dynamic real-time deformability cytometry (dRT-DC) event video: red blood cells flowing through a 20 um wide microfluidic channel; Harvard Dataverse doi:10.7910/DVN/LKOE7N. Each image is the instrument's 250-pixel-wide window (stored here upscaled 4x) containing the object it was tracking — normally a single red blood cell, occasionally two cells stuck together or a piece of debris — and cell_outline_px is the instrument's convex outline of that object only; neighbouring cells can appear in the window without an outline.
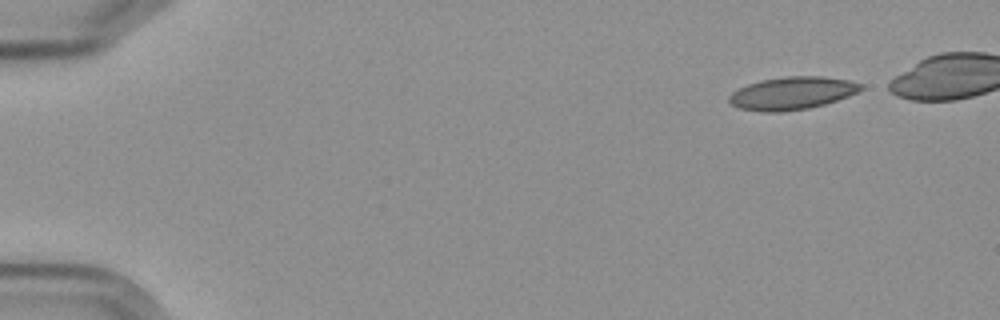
{"species": "Egyptian fruit bat (a non-hibernating species)", "species_latin": "Rousettus aegyptiacus", "temperature_condition": "cold", "stored_images_in_passage": 8, "camera_frame_rate_fps": 3000, "um_per_image_px": 0.085, "frame": {"image": 1, "passage_image": 1, "time_ms": 0.0, "image_size_px": [1000, 320], "cell_outline_px": [[864, 88], [848, 96], [824, 104], [808, 108], [780, 112], [764, 112], [740, 108], [732, 104], [728, 100], [728, 96], [732, 92], [748, 84], [760, 80], [784, 76], [824, 76], [852, 80], [864, 84]], "centroid_in_image_um": [67.35, 7.9], "position_along_channel_um": 17.6, "area_um2": 25.2}}
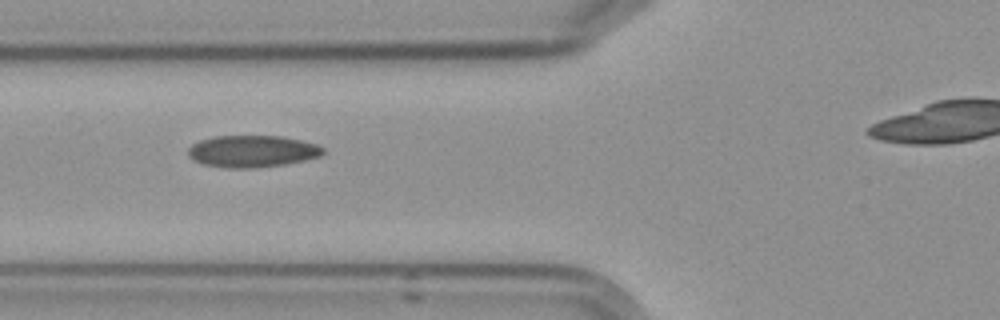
{"frame": {"image": 2, "passage_image": 6, "time_ms": 5.667, "image_size_px": [1000, 320], "cell_outline_px": [[324, 152], [320, 156], [304, 160], [284, 164], [248, 168], [228, 168], [204, 164], [188, 156], [188, 148], [192, 144], [200, 140], [212, 136], [284, 136], [316, 144], [324, 148]], "centroid_in_image_um": [21.43, 12.84], "position_along_channel_um": 104.4, "area_um2": 24.91}}
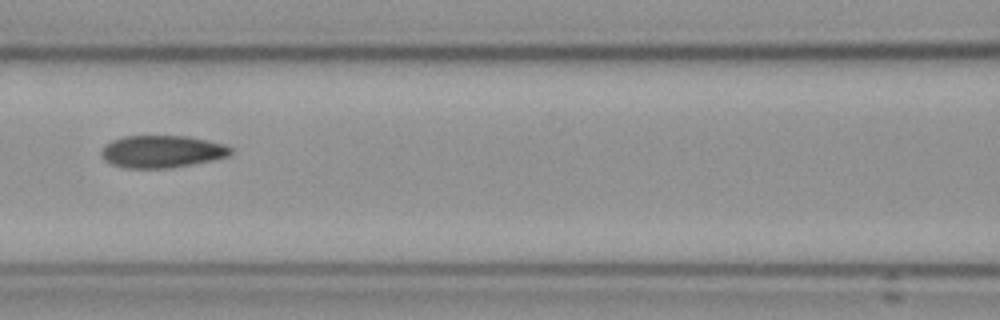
{"frame": {"image": 3, "passage_image": 7, "time_ms": 7.0, "image_size_px": [1000, 320], "cell_outline_px": [[232, 152], [228, 156], [168, 168], [124, 168], [112, 164], [104, 160], [100, 152], [104, 144], [112, 140], [124, 136], [188, 136], [224, 144], [232, 148]], "centroid_in_image_um": [13.7, 12.87], "position_along_channel_um": 152.9, "area_um2": 24.16}}